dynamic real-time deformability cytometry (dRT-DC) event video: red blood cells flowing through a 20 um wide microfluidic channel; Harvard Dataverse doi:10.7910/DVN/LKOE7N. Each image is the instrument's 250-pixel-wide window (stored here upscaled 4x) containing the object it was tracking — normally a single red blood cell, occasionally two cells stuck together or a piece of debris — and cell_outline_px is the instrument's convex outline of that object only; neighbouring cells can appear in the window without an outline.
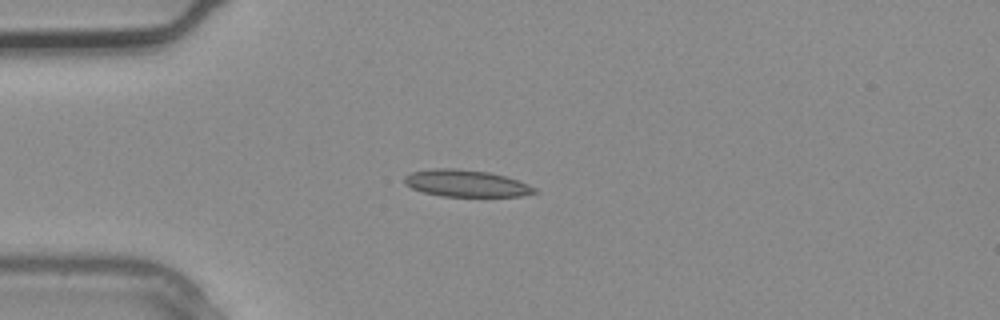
{"species": "common noctule bat (a hibernating species)", "species_latin": "Nyctalus noctula", "temperature_condition": "warm", "stored_images_in_passage": 2, "camera_frame_rate_fps": 3000, "um_per_image_px": 0.085, "animal": {"sex": "male", "body_mass_g": 20.4}, "frame": {"image": 1, "passage_image": 2, "time_ms": 0.333, "image_size_px": [1000, 320], "cell_outline_px": [[540, 192], [520, 196], [440, 196], [424, 192], [412, 188], [404, 184], [404, 176], [412, 172], [432, 168], [456, 168], [488, 172], [504, 176], [528, 184], [536, 188]], "centroid_in_image_um": [39.61, 15.58], "position_along_channel_um": 45.4, "area_um2": 20.35}}